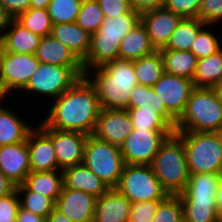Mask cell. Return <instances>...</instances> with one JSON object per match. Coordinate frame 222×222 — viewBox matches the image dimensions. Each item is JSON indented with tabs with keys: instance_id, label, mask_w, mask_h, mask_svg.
Listing matches in <instances>:
<instances>
[{
	"instance_id": "obj_1",
	"label": "cell",
	"mask_w": 222,
	"mask_h": 222,
	"mask_svg": "<svg viewBox=\"0 0 222 222\" xmlns=\"http://www.w3.org/2000/svg\"><path fill=\"white\" fill-rule=\"evenodd\" d=\"M51 105L45 119H40L49 128L92 135L101 108L96 91L85 76Z\"/></svg>"
},
{
	"instance_id": "obj_2",
	"label": "cell",
	"mask_w": 222,
	"mask_h": 222,
	"mask_svg": "<svg viewBox=\"0 0 222 222\" xmlns=\"http://www.w3.org/2000/svg\"><path fill=\"white\" fill-rule=\"evenodd\" d=\"M96 91L101 109H129L131 91L138 85L133 61L117 59L84 73Z\"/></svg>"
},
{
	"instance_id": "obj_3",
	"label": "cell",
	"mask_w": 222,
	"mask_h": 222,
	"mask_svg": "<svg viewBox=\"0 0 222 222\" xmlns=\"http://www.w3.org/2000/svg\"><path fill=\"white\" fill-rule=\"evenodd\" d=\"M141 21V14L135 10L118 16L104 18L101 27L91 34L90 49L82 61L84 72L90 68L119 59V48L122 39Z\"/></svg>"
},
{
	"instance_id": "obj_4",
	"label": "cell",
	"mask_w": 222,
	"mask_h": 222,
	"mask_svg": "<svg viewBox=\"0 0 222 222\" xmlns=\"http://www.w3.org/2000/svg\"><path fill=\"white\" fill-rule=\"evenodd\" d=\"M150 166L169 195H178L185 190L190 173L184 144L175 133L160 145Z\"/></svg>"
},
{
	"instance_id": "obj_5",
	"label": "cell",
	"mask_w": 222,
	"mask_h": 222,
	"mask_svg": "<svg viewBox=\"0 0 222 222\" xmlns=\"http://www.w3.org/2000/svg\"><path fill=\"white\" fill-rule=\"evenodd\" d=\"M222 126V102L214 88L196 87L175 131L216 132Z\"/></svg>"
},
{
	"instance_id": "obj_6",
	"label": "cell",
	"mask_w": 222,
	"mask_h": 222,
	"mask_svg": "<svg viewBox=\"0 0 222 222\" xmlns=\"http://www.w3.org/2000/svg\"><path fill=\"white\" fill-rule=\"evenodd\" d=\"M184 144L190 174H222V143L216 132L175 131Z\"/></svg>"
},
{
	"instance_id": "obj_7",
	"label": "cell",
	"mask_w": 222,
	"mask_h": 222,
	"mask_svg": "<svg viewBox=\"0 0 222 222\" xmlns=\"http://www.w3.org/2000/svg\"><path fill=\"white\" fill-rule=\"evenodd\" d=\"M83 164L94 172L109 188H115L125 167L119 146L88 135Z\"/></svg>"
},
{
	"instance_id": "obj_8",
	"label": "cell",
	"mask_w": 222,
	"mask_h": 222,
	"mask_svg": "<svg viewBox=\"0 0 222 222\" xmlns=\"http://www.w3.org/2000/svg\"><path fill=\"white\" fill-rule=\"evenodd\" d=\"M115 189L131 203L162 201L169 194L162 187L150 165L125 164Z\"/></svg>"
},
{
	"instance_id": "obj_9",
	"label": "cell",
	"mask_w": 222,
	"mask_h": 222,
	"mask_svg": "<svg viewBox=\"0 0 222 222\" xmlns=\"http://www.w3.org/2000/svg\"><path fill=\"white\" fill-rule=\"evenodd\" d=\"M84 73L83 67H63L40 63L22 90L30 92V96L36 94L39 95L38 97L48 96L49 99L55 100L84 76Z\"/></svg>"
},
{
	"instance_id": "obj_10",
	"label": "cell",
	"mask_w": 222,
	"mask_h": 222,
	"mask_svg": "<svg viewBox=\"0 0 222 222\" xmlns=\"http://www.w3.org/2000/svg\"><path fill=\"white\" fill-rule=\"evenodd\" d=\"M175 130H142L133 129L120 146L125 164L150 165L160 145Z\"/></svg>"
},
{
	"instance_id": "obj_11",
	"label": "cell",
	"mask_w": 222,
	"mask_h": 222,
	"mask_svg": "<svg viewBox=\"0 0 222 222\" xmlns=\"http://www.w3.org/2000/svg\"><path fill=\"white\" fill-rule=\"evenodd\" d=\"M39 65L40 62L35 55L4 52L0 66L2 94L6 97L11 95L9 93H15L18 90L22 92Z\"/></svg>"
},
{
	"instance_id": "obj_12",
	"label": "cell",
	"mask_w": 222,
	"mask_h": 222,
	"mask_svg": "<svg viewBox=\"0 0 222 222\" xmlns=\"http://www.w3.org/2000/svg\"><path fill=\"white\" fill-rule=\"evenodd\" d=\"M37 126L52 140L60 170L83 163L87 134L49 128L43 121Z\"/></svg>"
},
{
	"instance_id": "obj_13",
	"label": "cell",
	"mask_w": 222,
	"mask_h": 222,
	"mask_svg": "<svg viewBox=\"0 0 222 222\" xmlns=\"http://www.w3.org/2000/svg\"><path fill=\"white\" fill-rule=\"evenodd\" d=\"M152 88L164 102L167 112L177 121L196 87L192 79L165 72Z\"/></svg>"
},
{
	"instance_id": "obj_14",
	"label": "cell",
	"mask_w": 222,
	"mask_h": 222,
	"mask_svg": "<svg viewBox=\"0 0 222 222\" xmlns=\"http://www.w3.org/2000/svg\"><path fill=\"white\" fill-rule=\"evenodd\" d=\"M132 130L127 110L100 109L92 136L120 147Z\"/></svg>"
},
{
	"instance_id": "obj_15",
	"label": "cell",
	"mask_w": 222,
	"mask_h": 222,
	"mask_svg": "<svg viewBox=\"0 0 222 222\" xmlns=\"http://www.w3.org/2000/svg\"><path fill=\"white\" fill-rule=\"evenodd\" d=\"M182 17L164 7L141 14V23L145 26L150 41L156 50L164 48Z\"/></svg>"
},
{
	"instance_id": "obj_16",
	"label": "cell",
	"mask_w": 222,
	"mask_h": 222,
	"mask_svg": "<svg viewBox=\"0 0 222 222\" xmlns=\"http://www.w3.org/2000/svg\"><path fill=\"white\" fill-rule=\"evenodd\" d=\"M96 199L81 190L62 188L55 207L72 222H93Z\"/></svg>"
},
{
	"instance_id": "obj_17",
	"label": "cell",
	"mask_w": 222,
	"mask_h": 222,
	"mask_svg": "<svg viewBox=\"0 0 222 222\" xmlns=\"http://www.w3.org/2000/svg\"><path fill=\"white\" fill-rule=\"evenodd\" d=\"M26 142L31 172L60 170L52 140L38 126L29 132Z\"/></svg>"
},
{
	"instance_id": "obj_18",
	"label": "cell",
	"mask_w": 222,
	"mask_h": 222,
	"mask_svg": "<svg viewBox=\"0 0 222 222\" xmlns=\"http://www.w3.org/2000/svg\"><path fill=\"white\" fill-rule=\"evenodd\" d=\"M0 171L16 185L24 183L31 172L26 141L0 146Z\"/></svg>"
},
{
	"instance_id": "obj_19",
	"label": "cell",
	"mask_w": 222,
	"mask_h": 222,
	"mask_svg": "<svg viewBox=\"0 0 222 222\" xmlns=\"http://www.w3.org/2000/svg\"><path fill=\"white\" fill-rule=\"evenodd\" d=\"M131 202L115 188L96 199L93 222H128Z\"/></svg>"
},
{
	"instance_id": "obj_20",
	"label": "cell",
	"mask_w": 222,
	"mask_h": 222,
	"mask_svg": "<svg viewBox=\"0 0 222 222\" xmlns=\"http://www.w3.org/2000/svg\"><path fill=\"white\" fill-rule=\"evenodd\" d=\"M63 188L81 190L96 198L106 193L110 188L94 172L83 163L62 170Z\"/></svg>"
},
{
	"instance_id": "obj_21",
	"label": "cell",
	"mask_w": 222,
	"mask_h": 222,
	"mask_svg": "<svg viewBox=\"0 0 222 222\" xmlns=\"http://www.w3.org/2000/svg\"><path fill=\"white\" fill-rule=\"evenodd\" d=\"M35 57L40 63L63 67H83L82 62L51 34L41 38Z\"/></svg>"
},
{
	"instance_id": "obj_22",
	"label": "cell",
	"mask_w": 222,
	"mask_h": 222,
	"mask_svg": "<svg viewBox=\"0 0 222 222\" xmlns=\"http://www.w3.org/2000/svg\"><path fill=\"white\" fill-rule=\"evenodd\" d=\"M51 35L67 46L81 62L86 58L91 35L75 22L53 24Z\"/></svg>"
},
{
	"instance_id": "obj_23",
	"label": "cell",
	"mask_w": 222,
	"mask_h": 222,
	"mask_svg": "<svg viewBox=\"0 0 222 222\" xmlns=\"http://www.w3.org/2000/svg\"><path fill=\"white\" fill-rule=\"evenodd\" d=\"M0 103V146L26 141L29 132L34 128L26 123L23 116L17 115L11 108Z\"/></svg>"
},
{
	"instance_id": "obj_24",
	"label": "cell",
	"mask_w": 222,
	"mask_h": 222,
	"mask_svg": "<svg viewBox=\"0 0 222 222\" xmlns=\"http://www.w3.org/2000/svg\"><path fill=\"white\" fill-rule=\"evenodd\" d=\"M41 38L24 28L15 19L10 21L9 27L2 37L5 52L32 55L35 54Z\"/></svg>"
},
{
	"instance_id": "obj_25",
	"label": "cell",
	"mask_w": 222,
	"mask_h": 222,
	"mask_svg": "<svg viewBox=\"0 0 222 222\" xmlns=\"http://www.w3.org/2000/svg\"><path fill=\"white\" fill-rule=\"evenodd\" d=\"M156 51L152 45L145 26L138 23L122 39L119 48V59L134 61Z\"/></svg>"
},
{
	"instance_id": "obj_26",
	"label": "cell",
	"mask_w": 222,
	"mask_h": 222,
	"mask_svg": "<svg viewBox=\"0 0 222 222\" xmlns=\"http://www.w3.org/2000/svg\"><path fill=\"white\" fill-rule=\"evenodd\" d=\"M30 191L51 198L56 202L63 188L62 170L30 172L23 183Z\"/></svg>"
},
{
	"instance_id": "obj_27",
	"label": "cell",
	"mask_w": 222,
	"mask_h": 222,
	"mask_svg": "<svg viewBox=\"0 0 222 222\" xmlns=\"http://www.w3.org/2000/svg\"><path fill=\"white\" fill-rule=\"evenodd\" d=\"M222 174H190L185 190L178 194L180 198L216 199V193Z\"/></svg>"
},
{
	"instance_id": "obj_28",
	"label": "cell",
	"mask_w": 222,
	"mask_h": 222,
	"mask_svg": "<svg viewBox=\"0 0 222 222\" xmlns=\"http://www.w3.org/2000/svg\"><path fill=\"white\" fill-rule=\"evenodd\" d=\"M166 73L194 78L198 58L191 51L160 50Z\"/></svg>"
},
{
	"instance_id": "obj_29",
	"label": "cell",
	"mask_w": 222,
	"mask_h": 222,
	"mask_svg": "<svg viewBox=\"0 0 222 222\" xmlns=\"http://www.w3.org/2000/svg\"><path fill=\"white\" fill-rule=\"evenodd\" d=\"M222 80V48L211 56L198 59L193 78L195 87L214 88Z\"/></svg>"
},
{
	"instance_id": "obj_30",
	"label": "cell",
	"mask_w": 222,
	"mask_h": 222,
	"mask_svg": "<svg viewBox=\"0 0 222 222\" xmlns=\"http://www.w3.org/2000/svg\"><path fill=\"white\" fill-rule=\"evenodd\" d=\"M205 25L198 18H182L167 45L160 50L190 51L199 31Z\"/></svg>"
},
{
	"instance_id": "obj_31",
	"label": "cell",
	"mask_w": 222,
	"mask_h": 222,
	"mask_svg": "<svg viewBox=\"0 0 222 222\" xmlns=\"http://www.w3.org/2000/svg\"><path fill=\"white\" fill-rule=\"evenodd\" d=\"M133 67L138 85L153 87L165 73L164 63L160 50L133 61Z\"/></svg>"
},
{
	"instance_id": "obj_32",
	"label": "cell",
	"mask_w": 222,
	"mask_h": 222,
	"mask_svg": "<svg viewBox=\"0 0 222 222\" xmlns=\"http://www.w3.org/2000/svg\"><path fill=\"white\" fill-rule=\"evenodd\" d=\"M184 222H217L216 199L180 198Z\"/></svg>"
},
{
	"instance_id": "obj_33",
	"label": "cell",
	"mask_w": 222,
	"mask_h": 222,
	"mask_svg": "<svg viewBox=\"0 0 222 222\" xmlns=\"http://www.w3.org/2000/svg\"><path fill=\"white\" fill-rule=\"evenodd\" d=\"M133 129L175 130L176 120L170 114H156L147 110H127Z\"/></svg>"
},
{
	"instance_id": "obj_34",
	"label": "cell",
	"mask_w": 222,
	"mask_h": 222,
	"mask_svg": "<svg viewBox=\"0 0 222 222\" xmlns=\"http://www.w3.org/2000/svg\"><path fill=\"white\" fill-rule=\"evenodd\" d=\"M147 110L156 114H169L162 99L150 86L137 85L131 91L129 109Z\"/></svg>"
},
{
	"instance_id": "obj_35",
	"label": "cell",
	"mask_w": 222,
	"mask_h": 222,
	"mask_svg": "<svg viewBox=\"0 0 222 222\" xmlns=\"http://www.w3.org/2000/svg\"><path fill=\"white\" fill-rule=\"evenodd\" d=\"M15 20L24 28L44 37L52 32L53 23L47 9L29 8L20 13Z\"/></svg>"
},
{
	"instance_id": "obj_36",
	"label": "cell",
	"mask_w": 222,
	"mask_h": 222,
	"mask_svg": "<svg viewBox=\"0 0 222 222\" xmlns=\"http://www.w3.org/2000/svg\"><path fill=\"white\" fill-rule=\"evenodd\" d=\"M17 192L20 197V206L34 214L47 219L55 207V202L43 194L30 191L24 184L17 185Z\"/></svg>"
},
{
	"instance_id": "obj_37",
	"label": "cell",
	"mask_w": 222,
	"mask_h": 222,
	"mask_svg": "<svg viewBox=\"0 0 222 222\" xmlns=\"http://www.w3.org/2000/svg\"><path fill=\"white\" fill-rule=\"evenodd\" d=\"M104 18L96 0H82L75 23L91 35L101 27Z\"/></svg>"
},
{
	"instance_id": "obj_38",
	"label": "cell",
	"mask_w": 222,
	"mask_h": 222,
	"mask_svg": "<svg viewBox=\"0 0 222 222\" xmlns=\"http://www.w3.org/2000/svg\"><path fill=\"white\" fill-rule=\"evenodd\" d=\"M81 3L82 0H51L47 10L52 23H74Z\"/></svg>"
},
{
	"instance_id": "obj_39",
	"label": "cell",
	"mask_w": 222,
	"mask_h": 222,
	"mask_svg": "<svg viewBox=\"0 0 222 222\" xmlns=\"http://www.w3.org/2000/svg\"><path fill=\"white\" fill-rule=\"evenodd\" d=\"M211 25L206 24L198 33L193 42L190 51L198 58L211 56L222 48L221 41L218 39V34L209 30Z\"/></svg>"
},
{
	"instance_id": "obj_40",
	"label": "cell",
	"mask_w": 222,
	"mask_h": 222,
	"mask_svg": "<svg viewBox=\"0 0 222 222\" xmlns=\"http://www.w3.org/2000/svg\"><path fill=\"white\" fill-rule=\"evenodd\" d=\"M152 222H184L183 206L179 195H168L160 201Z\"/></svg>"
},
{
	"instance_id": "obj_41",
	"label": "cell",
	"mask_w": 222,
	"mask_h": 222,
	"mask_svg": "<svg viewBox=\"0 0 222 222\" xmlns=\"http://www.w3.org/2000/svg\"><path fill=\"white\" fill-rule=\"evenodd\" d=\"M197 18L204 24L217 26L222 22V0H201Z\"/></svg>"
},
{
	"instance_id": "obj_42",
	"label": "cell",
	"mask_w": 222,
	"mask_h": 222,
	"mask_svg": "<svg viewBox=\"0 0 222 222\" xmlns=\"http://www.w3.org/2000/svg\"><path fill=\"white\" fill-rule=\"evenodd\" d=\"M160 201H140L131 203L128 222H152Z\"/></svg>"
},
{
	"instance_id": "obj_43",
	"label": "cell",
	"mask_w": 222,
	"mask_h": 222,
	"mask_svg": "<svg viewBox=\"0 0 222 222\" xmlns=\"http://www.w3.org/2000/svg\"><path fill=\"white\" fill-rule=\"evenodd\" d=\"M20 208V197L17 189L4 197H0V222H16Z\"/></svg>"
},
{
	"instance_id": "obj_44",
	"label": "cell",
	"mask_w": 222,
	"mask_h": 222,
	"mask_svg": "<svg viewBox=\"0 0 222 222\" xmlns=\"http://www.w3.org/2000/svg\"><path fill=\"white\" fill-rule=\"evenodd\" d=\"M201 0H167L164 8L182 18H197Z\"/></svg>"
},
{
	"instance_id": "obj_45",
	"label": "cell",
	"mask_w": 222,
	"mask_h": 222,
	"mask_svg": "<svg viewBox=\"0 0 222 222\" xmlns=\"http://www.w3.org/2000/svg\"><path fill=\"white\" fill-rule=\"evenodd\" d=\"M105 18H117L133 11L131 0H96Z\"/></svg>"
},
{
	"instance_id": "obj_46",
	"label": "cell",
	"mask_w": 222,
	"mask_h": 222,
	"mask_svg": "<svg viewBox=\"0 0 222 222\" xmlns=\"http://www.w3.org/2000/svg\"><path fill=\"white\" fill-rule=\"evenodd\" d=\"M8 14L15 19L30 8L31 0H0Z\"/></svg>"
},
{
	"instance_id": "obj_47",
	"label": "cell",
	"mask_w": 222,
	"mask_h": 222,
	"mask_svg": "<svg viewBox=\"0 0 222 222\" xmlns=\"http://www.w3.org/2000/svg\"><path fill=\"white\" fill-rule=\"evenodd\" d=\"M167 0H131L133 10L142 14L146 11L164 7Z\"/></svg>"
},
{
	"instance_id": "obj_48",
	"label": "cell",
	"mask_w": 222,
	"mask_h": 222,
	"mask_svg": "<svg viewBox=\"0 0 222 222\" xmlns=\"http://www.w3.org/2000/svg\"><path fill=\"white\" fill-rule=\"evenodd\" d=\"M16 222H46V218L34 214L20 206L16 217Z\"/></svg>"
},
{
	"instance_id": "obj_49",
	"label": "cell",
	"mask_w": 222,
	"mask_h": 222,
	"mask_svg": "<svg viewBox=\"0 0 222 222\" xmlns=\"http://www.w3.org/2000/svg\"><path fill=\"white\" fill-rule=\"evenodd\" d=\"M16 187L17 185L0 171V197L13 193Z\"/></svg>"
},
{
	"instance_id": "obj_50",
	"label": "cell",
	"mask_w": 222,
	"mask_h": 222,
	"mask_svg": "<svg viewBox=\"0 0 222 222\" xmlns=\"http://www.w3.org/2000/svg\"><path fill=\"white\" fill-rule=\"evenodd\" d=\"M13 18L8 14L4 6L0 2V38L3 37L5 31L8 29L10 21Z\"/></svg>"
},
{
	"instance_id": "obj_51",
	"label": "cell",
	"mask_w": 222,
	"mask_h": 222,
	"mask_svg": "<svg viewBox=\"0 0 222 222\" xmlns=\"http://www.w3.org/2000/svg\"><path fill=\"white\" fill-rule=\"evenodd\" d=\"M46 222H72L68 217H66L60 210L56 207L50 212L46 219Z\"/></svg>"
},
{
	"instance_id": "obj_52",
	"label": "cell",
	"mask_w": 222,
	"mask_h": 222,
	"mask_svg": "<svg viewBox=\"0 0 222 222\" xmlns=\"http://www.w3.org/2000/svg\"><path fill=\"white\" fill-rule=\"evenodd\" d=\"M216 206H217V216L219 220H222V175L216 193Z\"/></svg>"
},
{
	"instance_id": "obj_53",
	"label": "cell",
	"mask_w": 222,
	"mask_h": 222,
	"mask_svg": "<svg viewBox=\"0 0 222 222\" xmlns=\"http://www.w3.org/2000/svg\"><path fill=\"white\" fill-rule=\"evenodd\" d=\"M51 0H31L30 8L47 9Z\"/></svg>"
},
{
	"instance_id": "obj_54",
	"label": "cell",
	"mask_w": 222,
	"mask_h": 222,
	"mask_svg": "<svg viewBox=\"0 0 222 222\" xmlns=\"http://www.w3.org/2000/svg\"><path fill=\"white\" fill-rule=\"evenodd\" d=\"M220 101L222 102V80L214 87Z\"/></svg>"
},
{
	"instance_id": "obj_55",
	"label": "cell",
	"mask_w": 222,
	"mask_h": 222,
	"mask_svg": "<svg viewBox=\"0 0 222 222\" xmlns=\"http://www.w3.org/2000/svg\"><path fill=\"white\" fill-rule=\"evenodd\" d=\"M4 52H5L4 42H3V39L0 38V66H1L2 57H3Z\"/></svg>"
},
{
	"instance_id": "obj_56",
	"label": "cell",
	"mask_w": 222,
	"mask_h": 222,
	"mask_svg": "<svg viewBox=\"0 0 222 222\" xmlns=\"http://www.w3.org/2000/svg\"><path fill=\"white\" fill-rule=\"evenodd\" d=\"M216 134L218 135L219 140L222 143V126L216 131Z\"/></svg>"
},
{
	"instance_id": "obj_57",
	"label": "cell",
	"mask_w": 222,
	"mask_h": 222,
	"mask_svg": "<svg viewBox=\"0 0 222 222\" xmlns=\"http://www.w3.org/2000/svg\"><path fill=\"white\" fill-rule=\"evenodd\" d=\"M5 100H6V97L2 94V92L0 90V103H3V101H5Z\"/></svg>"
}]
</instances>
